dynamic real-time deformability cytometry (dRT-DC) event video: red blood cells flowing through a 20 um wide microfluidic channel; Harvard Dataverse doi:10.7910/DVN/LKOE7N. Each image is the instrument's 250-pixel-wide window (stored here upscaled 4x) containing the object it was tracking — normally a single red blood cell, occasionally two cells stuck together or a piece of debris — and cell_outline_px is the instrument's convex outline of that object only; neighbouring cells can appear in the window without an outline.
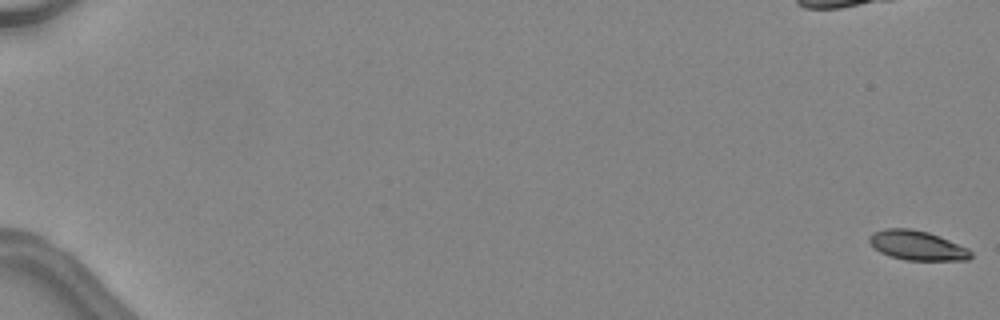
{"species": "common noctule bat (a hibernating species)", "species_latin": "Nyctalus noctula", "temperature_condition": "warm", "stored_images_in_passage": 38, "camera_frame_rate_fps": 3000, "um_per_image_px": 0.085, "animal": {"sex": "female", "body_mass_g": 24.6, "forearm_length_mm": 56.2}, "frame": {"image": 1, "passage_image": 1, "time_ms": 0.0, "image_size_px": [1000, 320], "cell_outline_px": [[972, 256], [968, 260], [904, 260], [880, 252], [868, 240], [868, 236], [872, 232], [884, 228], [912, 228], [928, 232], [940, 236], [968, 248], [972, 252]], "centroid_in_image_um": [77.96, 20.85], "position_along_channel_um": 7.0, "area_um2": 17.51}}
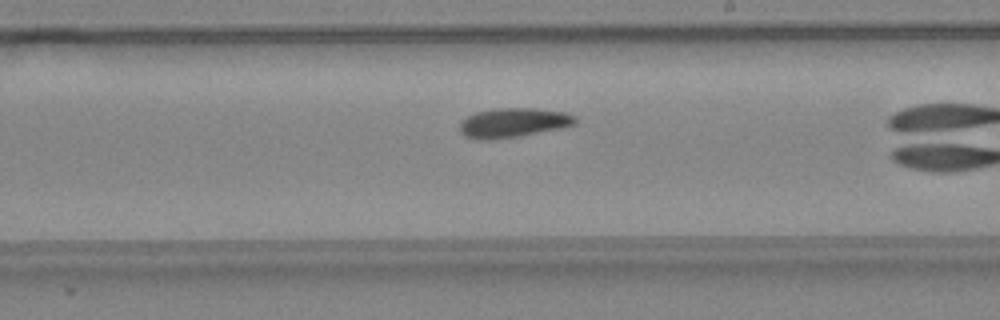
{"frame": {"image": 2, "passage_image": 29, "time_ms": 9.333, "image_size_px": [1000, 320], "cell_outline_px": [[576, 124], [564, 128], [492, 140], [480, 140], [464, 136], [460, 132], [460, 120], [476, 112], [500, 108], [536, 108], [564, 112], [576, 116]], "centroid_in_image_um": [43.63, 10.43], "position_along_channel_um": 245.4, "area_um2": 19.88}}
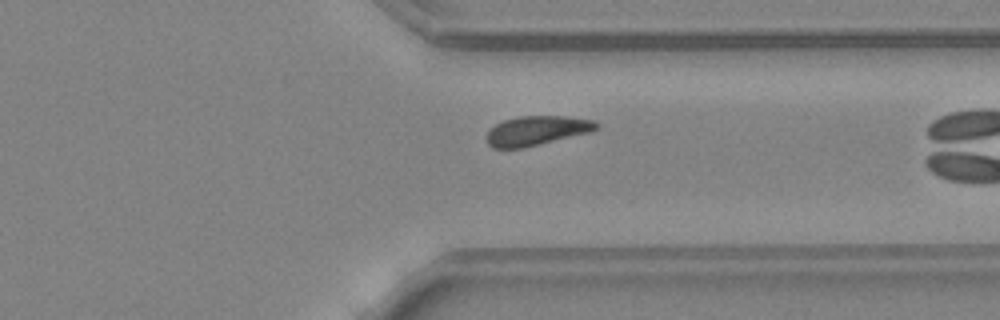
{"frame": {"image": 3, "passage_image": 37, "time_ms": 12.0, "image_size_px": [1000, 320], "cell_outline_px": [[600, 128], [592, 132], [524, 148], [492, 148], [488, 144], [488, 132], [496, 124], [504, 120], [520, 116], [564, 116], [592, 120], [600, 124]], "centroid_in_image_um": [45.68, 11.11], "position_along_channel_um": 365.7, "area_um2": 18.84}}